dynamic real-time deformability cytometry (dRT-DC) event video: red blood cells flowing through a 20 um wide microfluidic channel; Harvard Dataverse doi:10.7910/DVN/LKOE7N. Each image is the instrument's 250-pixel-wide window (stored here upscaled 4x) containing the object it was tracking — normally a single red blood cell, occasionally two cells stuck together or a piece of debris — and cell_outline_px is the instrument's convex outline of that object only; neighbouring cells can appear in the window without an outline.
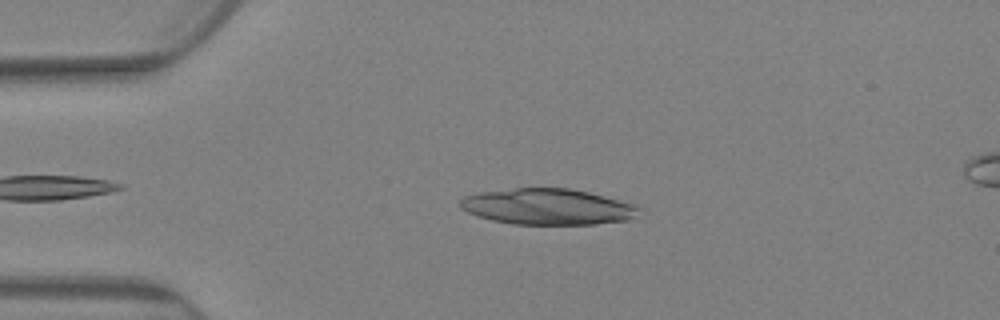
{"species": "Egyptian fruit bat (a non-hibernating species)", "species_latin": "Rousettus aegyptiacus", "temperature_condition": "warm", "stored_images_in_passage": 70, "camera_frame_rate_fps": 3000, "um_per_image_px": 0.085, "animal": {"sex": "female"}, "frame": {"image": 1, "passage_image": 16, "time_ms": 5.0, "image_size_px": [1000, 320], "cell_outline_px": [[644, 208], [628, 220], [596, 224], [512, 224], [492, 220], [476, 216], [460, 208], [460, 200], [464, 196], [476, 192], [516, 188], [568, 188], [588, 192], [636, 204]], "centroid_in_image_um": [46.54, 17.57], "position_along_channel_um": 38.5, "area_um2": 37.69}}